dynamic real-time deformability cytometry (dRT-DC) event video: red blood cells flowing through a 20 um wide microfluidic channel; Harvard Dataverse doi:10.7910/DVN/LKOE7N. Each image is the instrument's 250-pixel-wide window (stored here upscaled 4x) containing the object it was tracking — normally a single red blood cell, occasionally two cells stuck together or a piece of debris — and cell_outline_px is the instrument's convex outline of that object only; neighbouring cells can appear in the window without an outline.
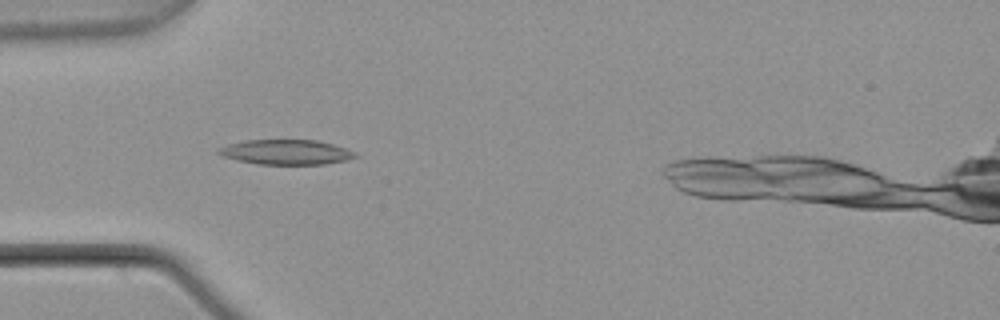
{"species": "common noctule bat (a hibernating species)", "species_latin": "Nyctalus noctula", "temperature_condition": "warm", "stored_images_in_passage": 44, "camera_frame_rate_fps": 3000, "um_per_image_px": 0.085, "animal": {"sex": "male", "body_mass_g": 21.5, "forearm_length_mm": 52.0}, "frame": {"image": 1, "passage_image": 10, "time_ms": 3.0, "image_size_px": [1000, 320], "cell_outline_px": [[356, 156], [344, 160], [324, 164], [256, 164], [236, 160], [224, 156], [216, 152], [220, 148], [228, 144], [244, 140], [316, 140], [332, 144], [356, 152]], "centroid_in_image_um": [24.28, 12.93], "position_along_channel_um": 60.7, "area_um2": 19.59}}
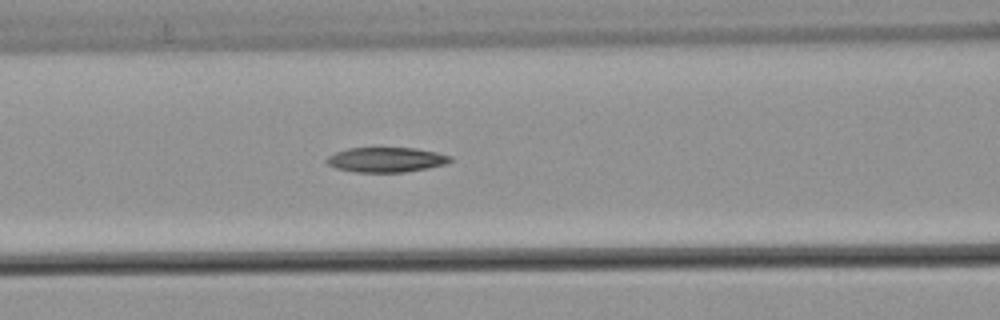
{"frame": {"image": 2, "passage_image": 16, "time_ms": 5.0, "image_size_px": [1000, 320], "cell_outline_px": [[452, 160], [444, 164], [428, 168], [404, 172], [356, 172], [336, 168], [328, 164], [324, 160], [328, 156], [336, 152], [348, 148], [416, 148], [436, 152], [452, 156]], "centroid_in_image_um": [32.81, 13.57], "position_along_channel_um": 133.8, "area_um2": 17.86}}
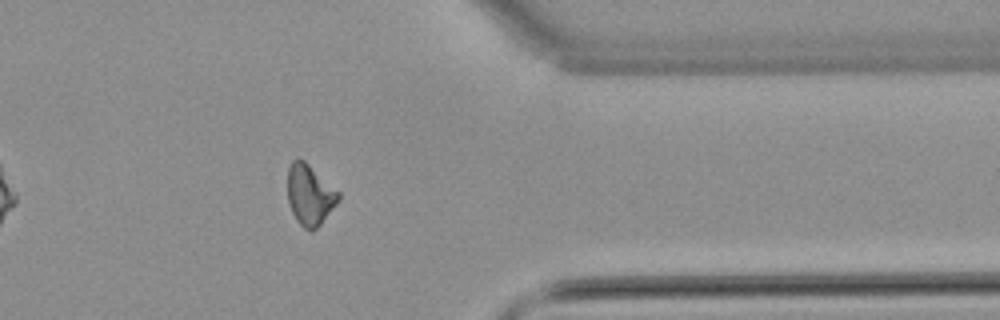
{"frame": {"image": 3, "passage_image": 37, "time_ms": 12.0, "image_size_px": [1000, 320], "cell_outline_px": [[340, 200], [320, 224], [312, 232], [304, 228], [296, 220], [292, 212], [288, 200], [288, 168], [292, 160], [304, 160], [340, 192]], "centroid_in_image_um": [26.34, 16.57], "position_along_channel_um": 385.1, "area_um2": 17.86}}